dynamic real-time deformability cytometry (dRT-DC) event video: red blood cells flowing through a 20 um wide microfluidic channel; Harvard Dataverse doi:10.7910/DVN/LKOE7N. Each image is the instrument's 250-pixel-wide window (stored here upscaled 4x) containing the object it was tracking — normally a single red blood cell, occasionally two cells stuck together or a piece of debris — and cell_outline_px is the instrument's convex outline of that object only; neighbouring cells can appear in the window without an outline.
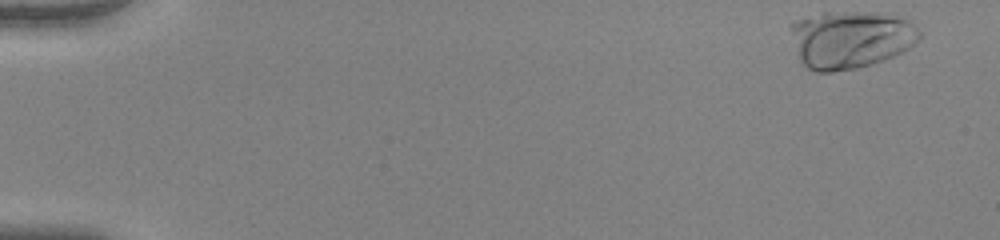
{"species": "human", "species_latin": "Homo sapiens", "temperature_condition": "warm", "stored_images_in_passage": 51, "camera_frame_rate_fps": 3000, "um_per_image_px": 0.085, "donor": {"sex": "female"}, "frame": {"image": 1, "passage_image": 1, "time_ms": 0.0, "image_size_px": [1000, 240], "cell_outline_px": [[920, 40], [904, 52], [884, 60], [872, 64], [856, 68], [832, 72], [816, 72], [808, 68], [800, 60], [788, 24], [792, 20], [820, 12], [892, 12], [908, 20], [920, 32]], "centroid_in_image_um": [72.31, 3.32], "position_along_channel_um": 12.7, "area_um2": 44.04}}
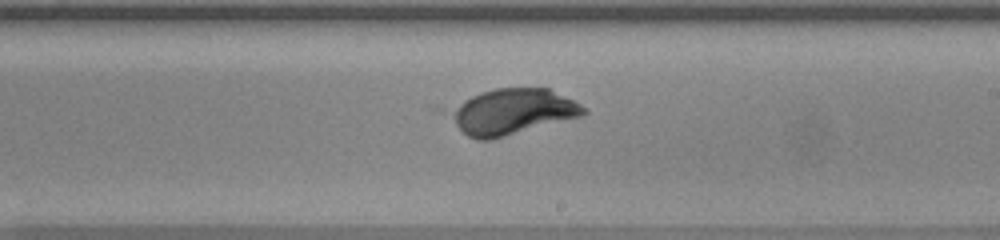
{"frame": {"image": 2, "passage_image": 31, "time_ms": 10.0, "image_size_px": [1000, 240], "cell_outline_px": [[588, 112], [580, 116], [492, 140], [476, 140], [468, 136], [456, 124], [452, 108], [464, 100], [480, 92], [496, 88], [548, 88], [588, 108]], "centroid_in_image_um": [43.6, 9.49], "position_along_channel_um": 245.4, "area_um2": 34.85}}
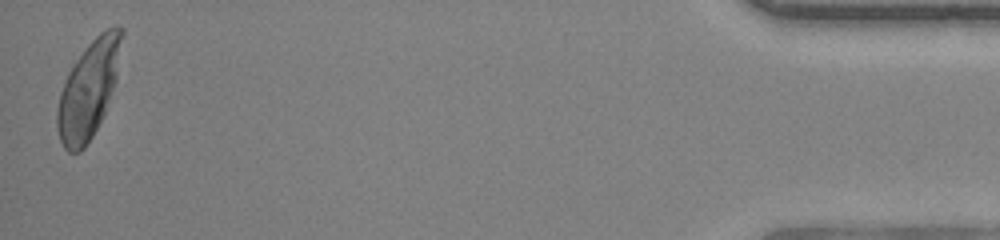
{"frame": {"image": 3, "passage_image": 51, "time_ms": 16.667, "image_size_px": [1000, 240], "cell_outline_px": [[124, 36], [116, 80], [104, 116], [92, 136], [84, 148], [80, 152], [68, 152], [64, 148], [60, 140], [56, 128], [56, 112], [60, 92], [68, 72], [72, 64], [88, 44], [100, 32], [108, 28], [124, 28]], "centroid_in_image_um": [7.53, 7.62], "position_along_channel_um": 427.7, "area_um2": 36.7}}